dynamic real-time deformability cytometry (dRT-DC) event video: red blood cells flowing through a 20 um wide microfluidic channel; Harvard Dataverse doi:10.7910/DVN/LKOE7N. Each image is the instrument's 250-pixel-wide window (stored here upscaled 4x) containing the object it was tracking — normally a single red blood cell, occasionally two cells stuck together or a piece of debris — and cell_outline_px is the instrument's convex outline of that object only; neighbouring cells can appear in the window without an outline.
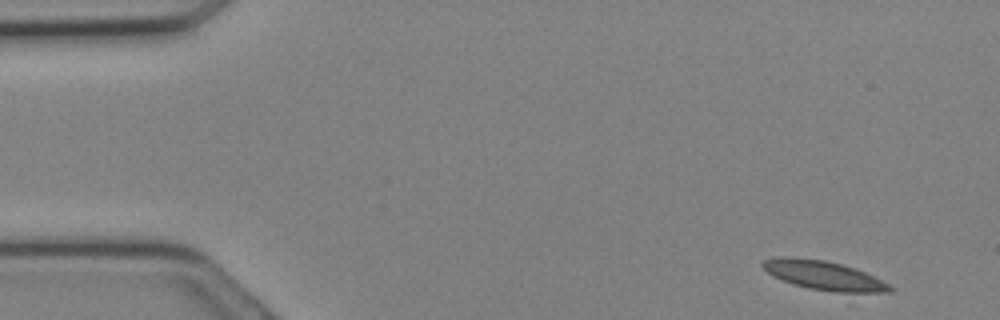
{"species": "Egyptian fruit bat (a non-hibernating species)", "species_latin": "Rousettus aegyptiacus", "temperature_condition": "cold", "stored_images_in_passage": 26, "camera_frame_rate_fps": 3000, "um_per_image_px": 0.085, "animal": {"sex": "female"}, "frame": {"image": 1, "passage_image": 1, "time_ms": 0.0, "image_size_px": [1000, 320], "cell_outline_px": [[896, 288], [892, 292], [832, 292], [808, 288], [792, 284], [768, 272], [760, 264], [764, 260], [780, 256], [784, 256], [824, 260], [840, 264], [864, 272]], "centroid_in_image_um": [70.02, 23.41], "position_along_channel_um": 15.0, "area_um2": 21.15}}
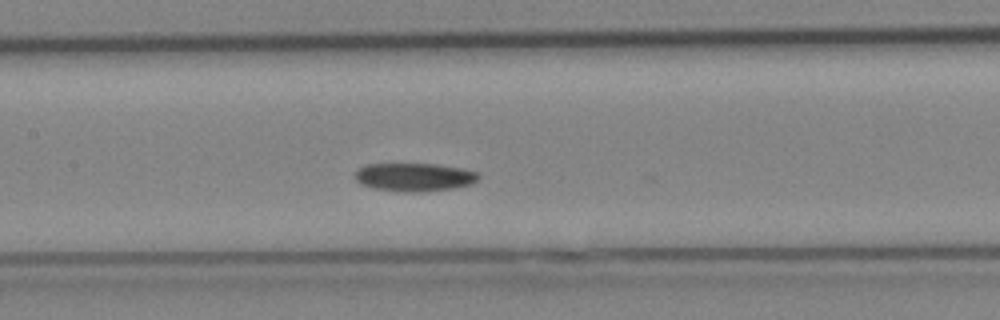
{"frame": {"image": 2, "passage_image": 13, "time_ms": 4.0, "image_size_px": [1000, 320], "cell_outline_px": [[480, 176], [472, 184], [452, 188], [420, 192], [404, 192], [372, 188], [360, 184], [356, 180], [356, 172], [360, 168], [368, 164], [436, 164], [460, 168], [476, 172]], "centroid_in_image_um": [35.21, 15.06], "position_along_channel_um": 172.2, "area_um2": 20.17}}
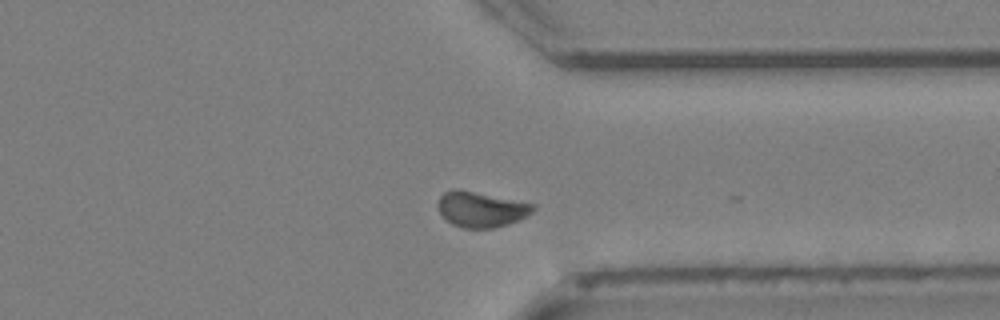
{"frame": {"image": 3, "passage_image": 22, "time_ms": 7.0, "image_size_px": [1000, 320], "cell_outline_px": [[536, 208], [532, 212], [520, 220], [508, 224], [492, 228], [464, 228], [452, 224], [440, 212], [440, 196], [444, 192], [452, 188], [456, 188], [536, 204]], "centroid_in_image_um": [40.94, 17.78], "position_along_channel_um": 370.5, "area_um2": 19.48}}